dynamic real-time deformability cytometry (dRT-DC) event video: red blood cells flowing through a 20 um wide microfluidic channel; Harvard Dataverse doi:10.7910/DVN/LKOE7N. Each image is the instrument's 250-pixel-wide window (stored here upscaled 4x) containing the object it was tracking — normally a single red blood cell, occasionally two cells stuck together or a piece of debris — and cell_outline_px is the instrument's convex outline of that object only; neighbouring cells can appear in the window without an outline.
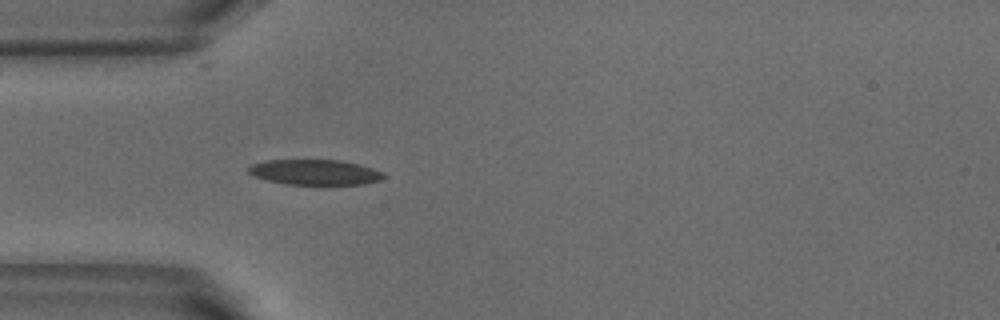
{"species": "common noctule bat (a hibernating species)", "species_latin": "Nyctalus noctula", "temperature_condition": "warm", "stored_images_in_passage": 3, "camera_frame_rate_fps": 3000, "um_per_image_px": 0.085, "animal": {"sex": "male", "body_mass_g": 18.8}, "frame": {"image": 1, "passage_image": 3, "time_ms": 0.667, "image_size_px": [1000, 320], "cell_outline_px": [[384, 176], [380, 180], [364, 184], [288, 184], [268, 180], [256, 176], [248, 172], [248, 164], [264, 160], [340, 160], [372, 168], [384, 172]], "centroid_in_image_um": [26.74, 14.63], "position_along_channel_um": 58.3, "area_um2": 19.77}}